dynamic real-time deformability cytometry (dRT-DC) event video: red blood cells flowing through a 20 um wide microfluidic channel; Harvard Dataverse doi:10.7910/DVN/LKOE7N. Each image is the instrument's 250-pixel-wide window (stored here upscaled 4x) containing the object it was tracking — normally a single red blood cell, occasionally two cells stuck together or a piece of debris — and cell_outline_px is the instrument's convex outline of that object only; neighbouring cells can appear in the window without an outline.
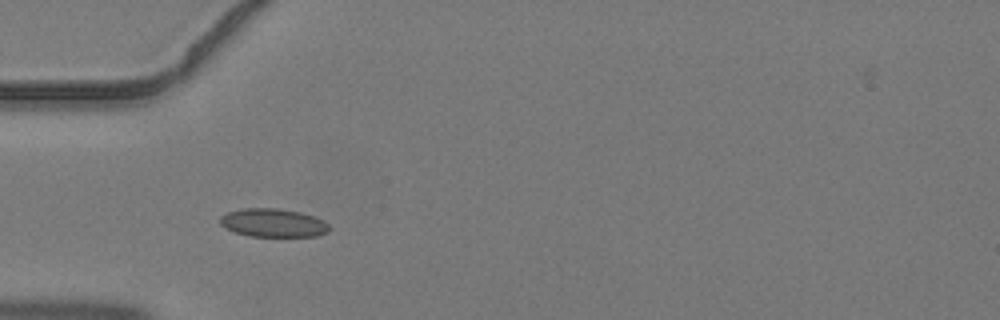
{"species": "common noctule bat (a hibernating species)", "species_latin": "Nyctalus noctula", "temperature_condition": "warm", "stored_images_in_passage": 5, "camera_frame_rate_fps": 3000, "um_per_image_px": 0.085, "animal": {"sex": "male", "body_mass_g": 19.2, "forearm_length_mm": 51.8}, "frame": {"image": 1, "passage_image": 4, "time_ms": 1.0, "image_size_px": [1000, 320], "cell_outline_px": [[332, 228], [328, 232], [316, 236], [252, 236], [236, 232], [224, 228], [220, 224], [220, 216], [228, 212], [244, 208], [276, 208], [300, 212], [324, 220]], "centroid_in_image_um": [23.23, 18.94], "position_along_channel_um": 61.8, "area_um2": 18.03}}
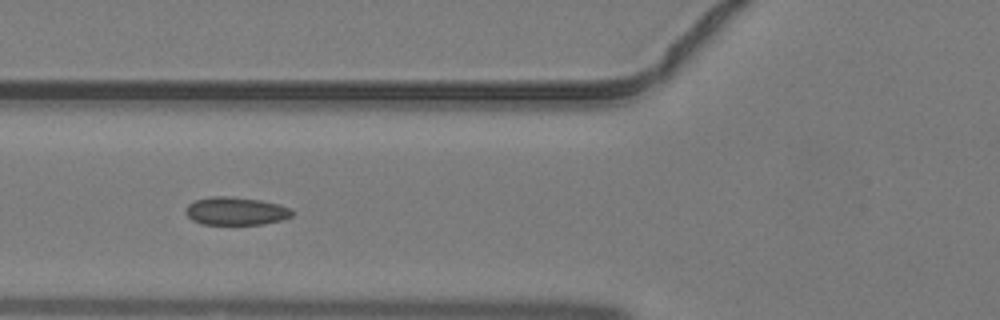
{"frame": {"image": 2, "passage_image": 5, "time_ms": 1.333, "image_size_px": [1000, 320], "cell_outline_px": [[292, 216], [280, 220], [264, 224], [204, 224], [192, 220], [184, 212], [184, 208], [188, 204], [196, 200], [212, 196], [228, 196], [260, 200], [280, 204], [292, 208]], "centroid_in_image_um": [20.04, 17.93], "position_along_channel_um": 105.8, "area_um2": 17.4}}